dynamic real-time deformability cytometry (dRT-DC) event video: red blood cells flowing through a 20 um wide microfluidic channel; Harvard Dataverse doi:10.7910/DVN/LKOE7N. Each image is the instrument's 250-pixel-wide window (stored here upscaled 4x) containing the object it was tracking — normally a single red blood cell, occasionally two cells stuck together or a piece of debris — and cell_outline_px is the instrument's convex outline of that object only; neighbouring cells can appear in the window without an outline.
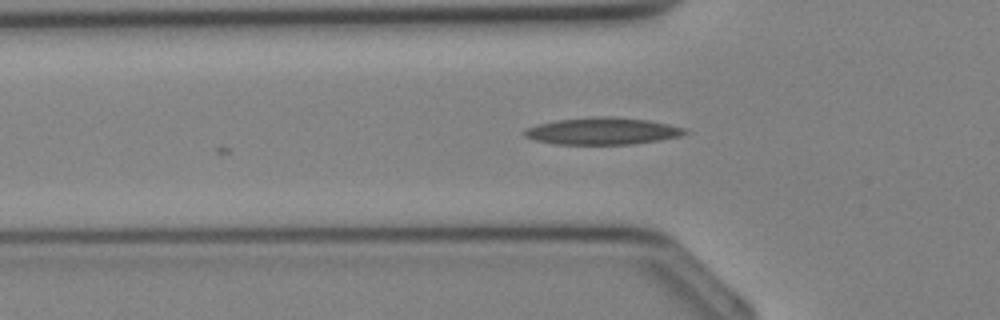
{"species": "Egyptian fruit bat (a non-hibernating species)", "species_latin": "Rousettus aegyptiacus", "temperature_condition": "cold", "stored_images_in_passage": 3, "camera_frame_rate_fps": 3000, "um_per_image_px": 0.085, "animal": {"sex": "female"}, "frame": {"image": 1, "passage_image": 3, "time_ms": 0.667, "image_size_px": [1000, 320], "cell_outline_px": [[688, 132], [680, 136], [660, 140], [632, 144], [556, 144], [536, 140], [524, 136], [520, 132], [524, 128], [536, 124], [556, 120], [596, 116], [608, 116], [648, 120], [668, 124], [684, 128]], "centroid_in_image_um": [51.15, 11.14], "position_along_channel_um": 74.7, "area_um2": 25.32}}